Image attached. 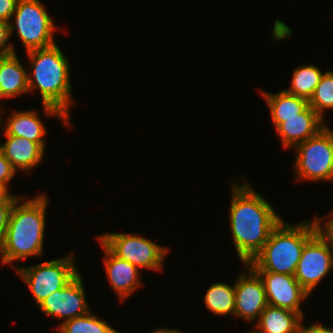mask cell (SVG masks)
I'll return each mask as SVG.
<instances>
[{
  "label": "cell",
  "mask_w": 333,
  "mask_h": 333,
  "mask_svg": "<svg viewBox=\"0 0 333 333\" xmlns=\"http://www.w3.org/2000/svg\"><path fill=\"white\" fill-rule=\"evenodd\" d=\"M229 225L232 242L242 264H247L263 248L272 230L283 218L245 180L231 184Z\"/></svg>",
  "instance_id": "6da1fadb"
},
{
  "label": "cell",
  "mask_w": 333,
  "mask_h": 333,
  "mask_svg": "<svg viewBox=\"0 0 333 333\" xmlns=\"http://www.w3.org/2000/svg\"><path fill=\"white\" fill-rule=\"evenodd\" d=\"M30 71L28 76L29 92L38 89L46 116H55L64 125H71V108L75 104L70 83V63L58 46L26 52Z\"/></svg>",
  "instance_id": "7a4b0ae2"
},
{
  "label": "cell",
  "mask_w": 333,
  "mask_h": 333,
  "mask_svg": "<svg viewBox=\"0 0 333 333\" xmlns=\"http://www.w3.org/2000/svg\"><path fill=\"white\" fill-rule=\"evenodd\" d=\"M25 197L19 196L13 205L0 249L1 265L12 266L14 261L43 255L49 199L45 193L31 199Z\"/></svg>",
  "instance_id": "3957f363"
},
{
  "label": "cell",
  "mask_w": 333,
  "mask_h": 333,
  "mask_svg": "<svg viewBox=\"0 0 333 333\" xmlns=\"http://www.w3.org/2000/svg\"><path fill=\"white\" fill-rule=\"evenodd\" d=\"M311 220L289 224L282 219L263 248L247 264L254 271L294 276L305 244L319 231L315 217Z\"/></svg>",
  "instance_id": "277c9868"
},
{
  "label": "cell",
  "mask_w": 333,
  "mask_h": 333,
  "mask_svg": "<svg viewBox=\"0 0 333 333\" xmlns=\"http://www.w3.org/2000/svg\"><path fill=\"white\" fill-rule=\"evenodd\" d=\"M56 26L40 0H18L9 22L10 37L16 31L26 52L47 48L56 44Z\"/></svg>",
  "instance_id": "5b68a950"
},
{
  "label": "cell",
  "mask_w": 333,
  "mask_h": 333,
  "mask_svg": "<svg viewBox=\"0 0 333 333\" xmlns=\"http://www.w3.org/2000/svg\"><path fill=\"white\" fill-rule=\"evenodd\" d=\"M293 170L298 181H333V130L326 125L315 136L298 144Z\"/></svg>",
  "instance_id": "8992f818"
},
{
  "label": "cell",
  "mask_w": 333,
  "mask_h": 333,
  "mask_svg": "<svg viewBox=\"0 0 333 333\" xmlns=\"http://www.w3.org/2000/svg\"><path fill=\"white\" fill-rule=\"evenodd\" d=\"M74 254L70 252L67 256L27 267L12 266L29 288L37 306L79 274Z\"/></svg>",
  "instance_id": "52a82bcc"
},
{
  "label": "cell",
  "mask_w": 333,
  "mask_h": 333,
  "mask_svg": "<svg viewBox=\"0 0 333 333\" xmlns=\"http://www.w3.org/2000/svg\"><path fill=\"white\" fill-rule=\"evenodd\" d=\"M114 255L136 266L139 270L163 271L169 248L159 245L138 233L109 232L97 236Z\"/></svg>",
  "instance_id": "ba28073f"
},
{
  "label": "cell",
  "mask_w": 333,
  "mask_h": 333,
  "mask_svg": "<svg viewBox=\"0 0 333 333\" xmlns=\"http://www.w3.org/2000/svg\"><path fill=\"white\" fill-rule=\"evenodd\" d=\"M332 268L333 244L318 231L305 244L294 277L311 294Z\"/></svg>",
  "instance_id": "9c48e42d"
},
{
  "label": "cell",
  "mask_w": 333,
  "mask_h": 333,
  "mask_svg": "<svg viewBox=\"0 0 333 333\" xmlns=\"http://www.w3.org/2000/svg\"><path fill=\"white\" fill-rule=\"evenodd\" d=\"M85 294L82 275L79 273L65 287L51 293L38 308L47 316L61 320L58 328L64 322L91 311Z\"/></svg>",
  "instance_id": "30bf717a"
},
{
  "label": "cell",
  "mask_w": 333,
  "mask_h": 333,
  "mask_svg": "<svg viewBox=\"0 0 333 333\" xmlns=\"http://www.w3.org/2000/svg\"><path fill=\"white\" fill-rule=\"evenodd\" d=\"M243 265L247 273L239 274L234 284V316L251 323L259 319L268 303L263 281L248 264Z\"/></svg>",
  "instance_id": "8fae6325"
},
{
  "label": "cell",
  "mask_w": 333,
  "mask_h": 333,
  "mask_svg": "<svg viewBox=\"0 0 333 333\" xmlns=\"http://www.w3.org/2000/svg\"><path fill=\"white\" fill-rule=\"evenodd\" d=\"M255 272L263 281L268 305L294 311L304 318L300 305L310 294L293 275L268 271Z\"/></svg>",
  "instance_id": "7c38bea8"
},
{
  "label": "cell",
  "mask_w": 333,
  "mask_h": 333,
  "mask_svg": "<svg viewBox=\"0 0 333 333\" xmlns=\"http://www.w3.org/2000/svg\"><path fill=\"white\" fill-rule=\"evenodd\" d=\"M326 126L324 120L308 105L295 117L282 118V122L275 128L282 147L295 148L298 144L315 136Z\"/></svg>",
  "instance_id": "4fadbf2b"
},
{
  "label": "cell",
  "mask_w": 333,
  "mask_h": 333,
  "mask_svg": "<svg viewBox=\"0 0 333 333\" xmlns=\"http://www.w3.org/2000/svg\"><path fill=\"white\" fill-rule=\"evenodd\" d=\"M98 242L104 251L103 267L110 286L119 299L124 301L142 285L141 270L130 262L118 258L100 240Z\"/></svg>",
  "instance_id": "5bb4252c"
},
{
  "label": "cell",
  "mask_w": 333,
  "mask_h": 333,
  "mask_svg": "<svg viewBox=\"0 0 333 333\" xmlns=\"http://www.w3.org/2000/svg\"><path fill=\"white\" fill-rule=\"evenodd\" d=\"M4 136L6 139L0 143V152L17 172L28 174L44 161L45 150L37 142L17 136Z\"/></svg>",
  "instance_id": "9a60e30c"
},
{
  "label": "cell",
  "mask_w": 333,
  "mask_h": 333,
  "mask_svg": "<svg viewBox=\"0 0 333 333\" xmlns=\"http://www.w3.org/2000/svg\"><path fill=\"white\" fill-rule=\"evenodd\" d=\"M2 105L0 106V130L4 135L17 136L26 138L30 141L37 142L44 150L46 148L45 137L46 127L41 121L40 116L36 110L29 111H12L13 113L7 117L6 125L2 123ZM37 112V113H36ZM1 125L3 126L1 128ZM1 132V131H0Z\"/></svg>",
  "instance_id": "2e32d148"
},
{
  "label": "cell",
  "mask_w": 333,
  "mask_h": 333,
  "mask_svg": "<svg viewBox=\"0 0 333 333\" xmlns=\"http://www.w3.org/2000/svg\"><path fill=\"white\" fill-rule=\"evenodd\" d=\"M28 71L17 53L0 57V99H11L29 92Z\"/></svg>",
  "instance_id": "e0dca14e"
},
{
  "label": "cell",
  "mask_w": 333,
  "mask_h": 333,
  "mask_svg": "<svg viewBox=\"0 0 333 333\" xmlns=\"http://www.w3.org/2000/svg\"><path fill=\"white\" fill-rule=\"evenodd\" d=\"M304 318L294 311L267 305L255 323L260 333H297Z\"/></svg>",
  "instance_id": "ac0fdd59"
},
{
  "label": "cell",
  "mask_w": 333,
  "mask_h": 333,
  "mask_svg": "<svg viewBox=\"0 0 333 333\" xmlns=\"http://www.w3.org/2000/svg\"><path fill=\"white\" fill-rule=\"evenodd\" d=\"M260 93L270 110L274 128L282 122V118L295 117L309 105L306 99L289 94L285 90L278 93L260 90Z\"/></svg>",
  "instance_id": "d6986e66"
},
{
  "label": "cell",
  "mask_w": 333,
  "mask_h": 333,
  "mask_svg": "<svg viewBox=\"0 0 333 333\" xmlns=\"http://www.w3.org/2000/svg\"><path fill=\"white\" fill-rule=\"evenodd\" d=\"M204 303L210 312L216 316H234L235 288L226 282L213 283L204 295Z\"/></svg>",
  "instance_id": "ffe728a7"
},
{
  "label": "cell",
  "mask_w": 333,
  "mask_h": 333,
  "mask_svg": "<svg viewBox=\"0 0 333 333\" xmlns=\"http://www.w3.org/2000/svg\"><path fill=\"white\" fill-rule=\"evenodd\" d=\"M323 74L315 65L299 66L293 71L291 85L284 90L309 101Z\"/></svg>",
  "instance_id": "44dd1931"
},
{
  "label": "cell",
  "mask_w": 333,
  "mask_h": 333,
  "mask_svg": "<svg viewBox=\"0 0 333 333\" xmlns=\"http://www.w3.org/2000/svg\"><path fill=\"white\" fill-rule=\"evenodd\" d=\"M57 329L59 333H120L91 311L64 322Z\"/></svg>",
  "instance_id": "7402d4cb"
},
{
  "label": "cell",
  "mask_w": 333,
  "mask_h": 333,
  "mask_svg": "<svg viewBox=\"0 0 333 333\" xmlns=\"http://www.w3.org/2000/svg\"><path fill=\"white\" fill-rule=\"evenodd\" d=\"M308 104L324 120V110L333 109V71L327 70L321 77Z\"/></svg>",
  "instance_id": "603a6c76"
},
{
  "label": "cell",
  "mask_w": 333,
  "mask_h": 333,
  "mask_svg": "<svg viewBox=\"0 0 333 333\" xmlns=\"http://www.w3.org/2000/svg\"><path fill=\"white\" fill-rule=\"evenodd\" d=\"M10 38L9 22L0 20V57L16 54Z\"/></svg>",
  "instance_id": "cb8c5ba5"
},
{
  "label": "cell",
  "mask_w": 333,
  "mask_h": 333,
  "mask_svg": "<svg viewBox=\"0 0 333 333\" xmlns=\"http://www.w3.org/2000/svg\"><path fill=\"white\" fill-rule=\"evenodd\" d=\"M15 202H0V249L3 245L10 214Z\"/></svg>",
  "instance_id": "d4e9b609"
},
{
  "label": "cell",
  "mask_w": 333,
  "mask_h": 333,
  "mask_svg": "<svg viewBox=\"0 0 333 333\" xmlns=\"http://www.w3.org/2000/svg\"><path fill=\"white\" fill-rule=\"evenodd\" d=\"M17 171L13 168L11 163L0 152V184L9 188V182L14 178Z\"/></svg>",
  "instance_id": "484cf974"
},
{
  "label": "cell",
  "mask_w": 333,
  "mask_h": 333,
  "mask_svg": "<svg viewBox=\"0 0 333 333\" xmlns=\"http://www.w3.org/2000/svg\"><path fill=\"white\" fill-rule=\"evenodd\" d=\"M18 0H0V20L11 21Z\"/></svg>",
  "instance_id": "4316f807"
},
{
  "label": "cell",
  "mask_w": 333,
  "mask_h": 333,
  "mask_svg": "<svg viewBox=\"0 0 333 333\" xmlns=\"http://www.w3.org/2000/svg\"><path fill=\"white\" fill-rule=\"evenodd\" d=\"M331 212V213H330ZM328 214L329 220L326 223L321 224L323 220L321 217L315 216L319 231L333 244V210Z\"/></svg>",
  "instance_id": "83f0119b"
},
{
  "label": "cell",
  "mask_w": 333,
  "mask_h": 333,
  "mask_svg": "<svg viewBox=\"0 0 333 333\" xmlns=\"http://www.w3.org/2000/svg\"><path fill=\"white\" fill-rule=\"evenodd\" d=\"M303 322L300 324L298 332L297 333H333V328L331 326L326 327L319 323H312L309 327H305V325H302Z\"/></svg>",
  "instance_id": "f1b7e54d"
},
{
  "label": "cell",
  "mask_w": 333,
  "mask_h": 333,
  "mask_svg": "<svg viewBox=\"0 0 333 333\" xmlns=\"http://www.w3.org/2000/svg\"><path fill=\"white\" fill-rule=\"evenodd\" d=\"M19 197L9 192L4 185L0 184V202H15Z\"/></svg>",
  "instance_id": "f546056e"
},
{
  "label": "cell",
  "mask_w": 333,
  "mask_h": 333,
  "mask_svg": "<svg viewBox=\"0 0 333 333\" xmlns=\"http://www.w3.org/2000/svg\"><path fill=\"white\" fill-rule=\"evenodd\" d=\"M151 333H184V332L175 328L161 327L153 330Z\"/></svg>",
  "instance_id": "4dcf8cb0"
},
{
  "label": "cell",
  "mask_w": 333,
  "mask_h": 333,
  "mask_svg": "<svg viewBox=\"0 0 333 333\" xmlns=\"http://www.w3.org/2000/svg\"><path fill=\"white\" fill-rule=\"evenodd\" d=\"M250 333H260V332H258L257 330H252V331H250Z\"/></svg>",
  "instance_id": "1f68e13d"
}]
</instances>
